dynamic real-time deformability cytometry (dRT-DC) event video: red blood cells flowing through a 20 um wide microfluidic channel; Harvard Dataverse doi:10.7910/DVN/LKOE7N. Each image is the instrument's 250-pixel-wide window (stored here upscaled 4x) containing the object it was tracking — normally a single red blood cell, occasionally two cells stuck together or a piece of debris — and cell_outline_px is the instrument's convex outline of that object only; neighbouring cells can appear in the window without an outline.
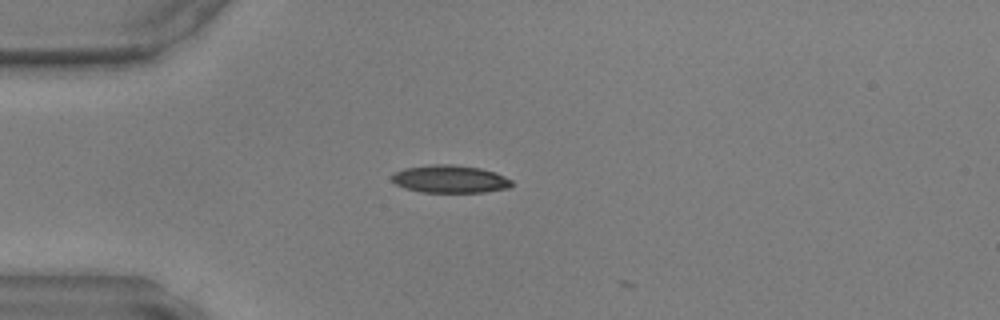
{"species": "common noctule bat (a hibernating species)", "species_latin": "Nyctalus noctula", "temperature_condition": "warm", "stored_images_in_passage": 6, "camera_frame_rate_fps": 3000, "um_per_image_px": 0.085, "animal": {"sex": "male", "body_mass_g": 17.9, "forearm_length_mm": 54.2}, "frame": {"image": 1, "passage_image": 1, "time_ms": 0.0, "image_size_px": [1000, 320], "cell_outline_px": [[512, 184], [508, 188], [484, 192], [420, 192], [404, 188], [396, 184], [392, 180], [392, 176], [396, 172], [404, 168], [432, 164], [452, 164], [480, 168], [496, 172], [512, 180]], "centroid_in_image_um": [38.25, 15.22], "position_along_channel_um": 46.7, "area_um2": 19.36}}